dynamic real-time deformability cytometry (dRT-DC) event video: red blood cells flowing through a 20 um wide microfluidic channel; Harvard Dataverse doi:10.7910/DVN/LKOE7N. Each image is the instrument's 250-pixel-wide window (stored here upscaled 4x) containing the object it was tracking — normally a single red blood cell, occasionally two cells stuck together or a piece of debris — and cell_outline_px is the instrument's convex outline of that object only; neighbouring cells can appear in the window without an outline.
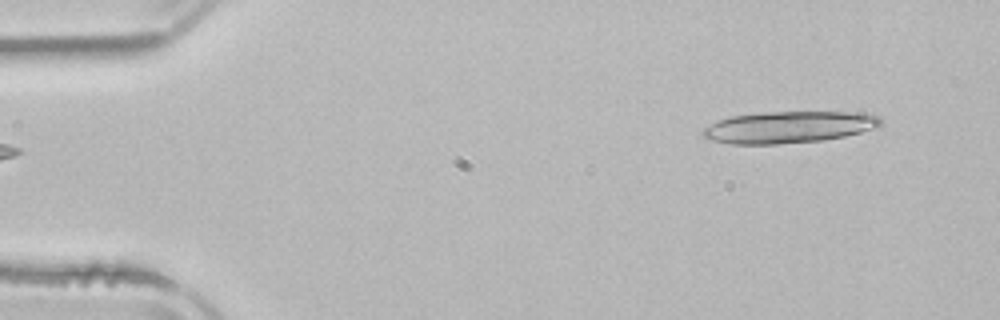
{"species": "common noctule bat (a hibernating species)", "species_latin": "Nyctalus noctula", "temperature_condition": "room temperature", "stored_images_in_passage": 2, "camera_frame_rate_fps": 3000, "um_per_image_px": 0.085, "animal": {"sex": "male", "body_mass_g": 21.5, "forearm_length_mm": 52.0}, "frame": {"image": 1, "passage_image": 2, "time_ms": 1.667, "image_size_px": [1000, 320], "cell_outline_px": [[884, 124], [860, 132], [844, 136], [824, 140], [780, 144], [732, 144], [708, 140], [700, 132], [704, 128], [716, 120], [732, 116], [764, 112], [860, 112], [880, 116]], "centroid_in_image_um": [67.02, 10.81], "position_along_channel_um": 18.0, "area_um2": 33.06}}